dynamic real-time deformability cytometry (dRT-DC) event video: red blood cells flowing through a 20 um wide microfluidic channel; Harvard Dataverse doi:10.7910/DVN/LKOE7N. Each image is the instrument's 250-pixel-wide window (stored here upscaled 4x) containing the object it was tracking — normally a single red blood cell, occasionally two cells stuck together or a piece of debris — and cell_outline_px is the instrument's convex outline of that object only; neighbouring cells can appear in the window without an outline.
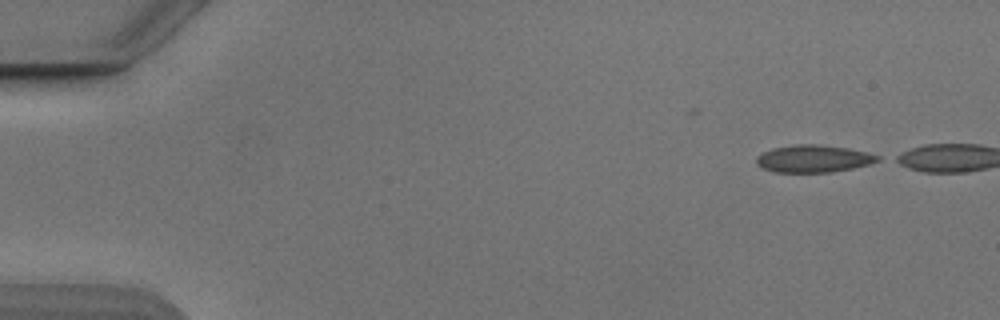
{"species": "Egyptian fruit bat (a non-hibernating species)", "species_latin": "Rousettus aegyptiacus", "temperature_condition": "cold", "stored_images_in_passage": 44, "camera_frame_rate_fps": 3000, "um_per_image_px": 0.085, "animal": {"sex": "male"}, "frame": {"image": 1, "passage_image": 1, "time_ms": 0.0, "image_size_px": [1000, 320], "cell_outline_px": [[880, 160], [868, 164], [852, 168], [832, 172], [776, 172], [764, 168], [756, 164], [756, 156], [772, 148], [792, 144], [820, 144], [848, 148], [868, 152], [880, 156]], "centroid_in_image_um": [69.14, 13.47], "position_along_channel_um": 15.9, "area_um2": 19.36}}
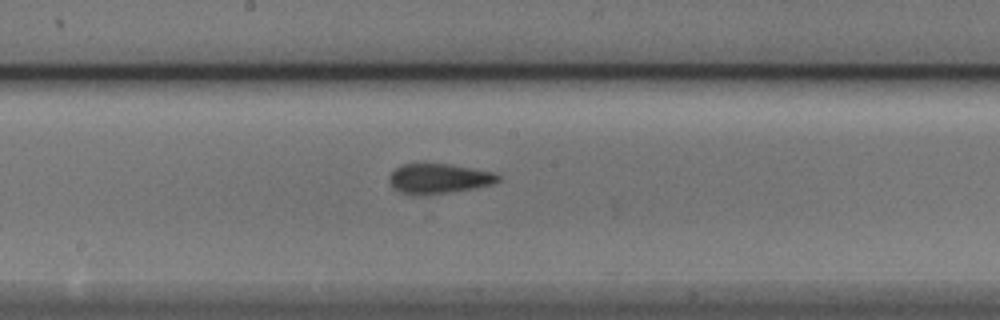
{"frame": {"image": 2, "passage_image": 25, "time_ms": 8.0, "image_size_px": [1000, 320], "cell_outline_px": [[504, 180], [492, 184], [476, 188], [428, 196], [416, 196], [400, 192], [388, 180], [388, 176], [396, 168], [404, 164], [452, 164], [496, 172], [504, 176]], "centroid_in_image_um": [37.4, 15.2], "position_along_channel_um": 210.8, "area_um2": 19.54}}
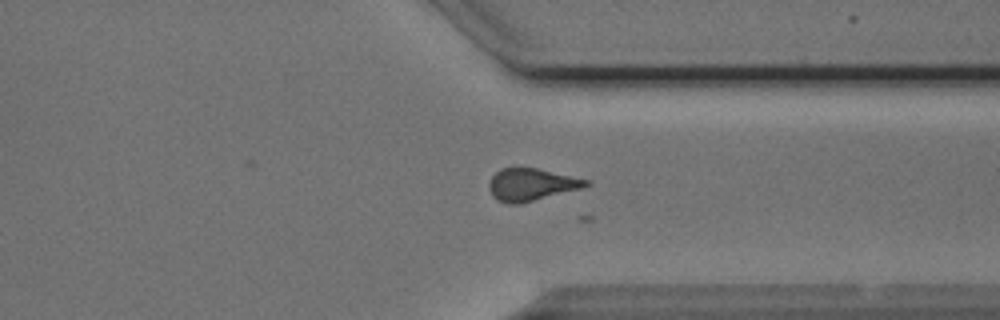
{"frame": {"image": 3, "passage_image": 37, "time_ms": 12.0, "image_size_px": [1000, 320], "cell_outline_px": [[592, 184], [584, 188], [520, 204], [508, 204], [496, 200], [492, 196], [488, 188], [488, 184], [492, 176], [500, 168], [536, 168], [592, 180]], "centroid_in_image_um": [45.19, 15.7], "position_along_channel_um": 366.2, "area_um2": 18.61}}